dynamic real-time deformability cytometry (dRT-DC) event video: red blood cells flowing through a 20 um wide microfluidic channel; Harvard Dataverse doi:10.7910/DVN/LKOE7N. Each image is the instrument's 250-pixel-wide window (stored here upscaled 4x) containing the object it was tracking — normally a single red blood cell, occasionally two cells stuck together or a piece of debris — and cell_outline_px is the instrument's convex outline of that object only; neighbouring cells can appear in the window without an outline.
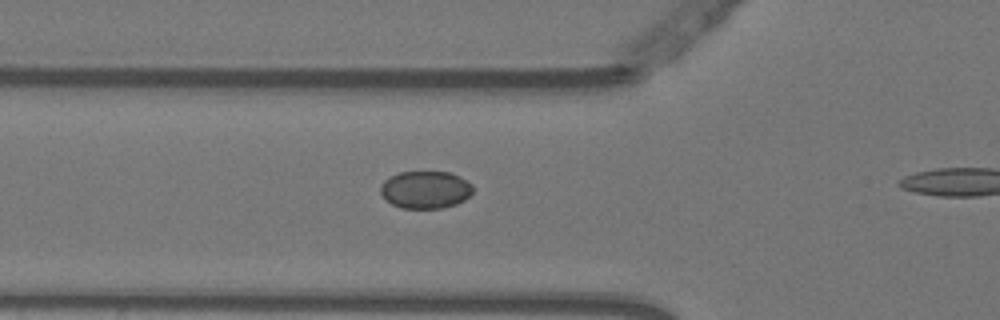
{"species": "Egyptian fruit bat (a non-hibernating species)", "species_latin": "Rousettus aegyptiacus", "temperature_condition": "warm", "stored_images_in_passage": 3, "camera_frame_rate_fps": 3000, "um_per_image_px": 0.085, "animal": {"sex": "female"}, "frame": {"image": 1, "passage_image": 2, "time_ms": 0.333, "image_size_px": [1000, 320], "cell_outline_px": [[472, 192], [464, 200], [456, 204], [444, 208], [400, 208], [384, 200], [380, 192], [380, 184], [384, 180], [400, 172], [448, 172], [460, 176], [472, 184]], "centroid_in_image_um": [36.14, 16.13], "position_along_channel_um": 89.7, "area_um2": 20.29}}